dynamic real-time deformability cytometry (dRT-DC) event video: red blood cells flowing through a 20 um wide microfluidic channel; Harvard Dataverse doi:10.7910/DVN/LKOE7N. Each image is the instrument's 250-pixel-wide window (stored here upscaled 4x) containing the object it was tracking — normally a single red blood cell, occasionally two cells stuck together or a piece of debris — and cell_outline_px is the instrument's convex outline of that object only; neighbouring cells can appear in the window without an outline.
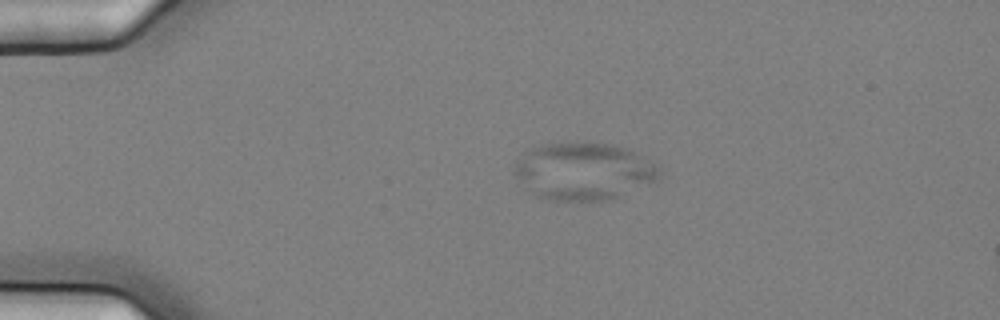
{"species": "common noctule bat (a hibernating species)", "species_latin": "Nyctalus noctula", "temperature_condition": "cold", "stored_images_in_passage": 4, "camera_frame_rate_fps": 3000, "um_per_image_px": 0.085, "animal": {"sex": "female", "body_mass_g": 25.1}, "frame": {"image": 1, "passage_image": 2, "time_ms": 0.333, "image_size_px": [1000, 320], "cell_outline_px": [[660, 172], [656, 180], [608, 200], [548, 200], [532, 192], [512, 172], [512, 168], [516, 160], [528, 148], [544, 144], [584, 140], [612, 144], [628, 148], [652, 164]], "centroid_in_image_um": [49.52, 14.51], "position_along_channel_um": 35.5, "area_um2": 48.26}}